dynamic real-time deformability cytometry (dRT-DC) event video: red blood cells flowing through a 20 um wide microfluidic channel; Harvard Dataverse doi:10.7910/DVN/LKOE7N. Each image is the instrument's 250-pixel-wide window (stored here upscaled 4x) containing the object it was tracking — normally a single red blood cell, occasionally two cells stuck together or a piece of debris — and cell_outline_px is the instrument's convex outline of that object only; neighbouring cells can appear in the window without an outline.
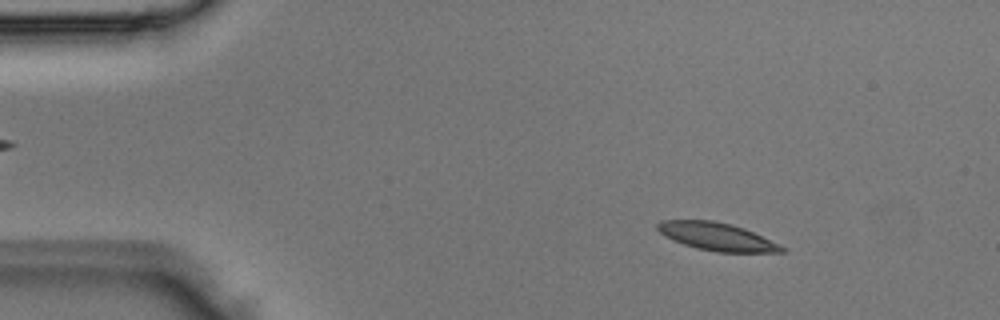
{"species": "Egyptian fruit bat (a non-hibernating species)", "species_latin": "Rousettus aegyptiacus", "temperature_condition": "room temperature", "stored_images_in_passage": 4, "camera_frame_rate_fps": 3000, "um_per_image_px": 0.085, "animal": {"sex": "male"}, "frame": {"image": 1, "passage_image": 1, "time_ms": 0.0, "image_size_px": [1000, 320], "cell_outline_px": [[784, 252], [716, 252], [696, 248], [684, 244], [664, 236], [656, 228], [656, 224], [660, 220], [712, 220], [732, 224], [744, 228], [780, 244], [784, 248]], "centroid_in_image_um": [60.91, 20.1], "position_along_channel_um": 24.1, "area_um2": 20.11}}
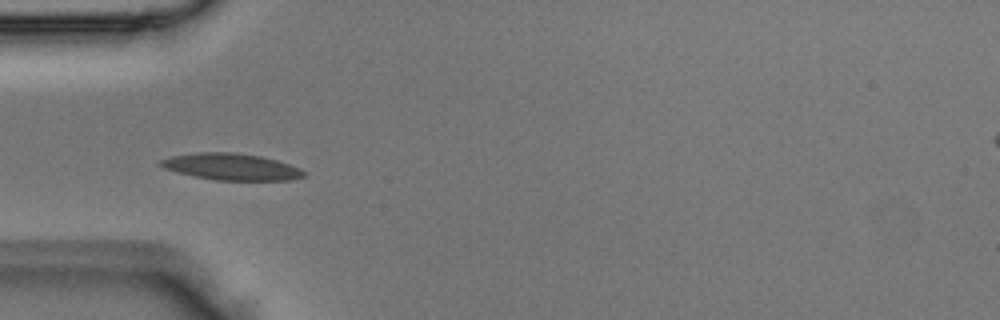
{"frame": {"image": 2, "passage_image": 3, "time_ms": 0.667, "image_size_px": [1000, 320], "cell_outline_px": [[308, 176], [292, 180], [216, 180], [196, 176], [164, 168], [156, 164], [160, 160], [172, 156], [196, 152], [236, 152], [260, 156], [276, 160], [300, 168], [308, 172]], "centroid_in_image_um": [19.72, 14.17], "position_along_channel_um": 65.3, "area_um2": 22.25}}
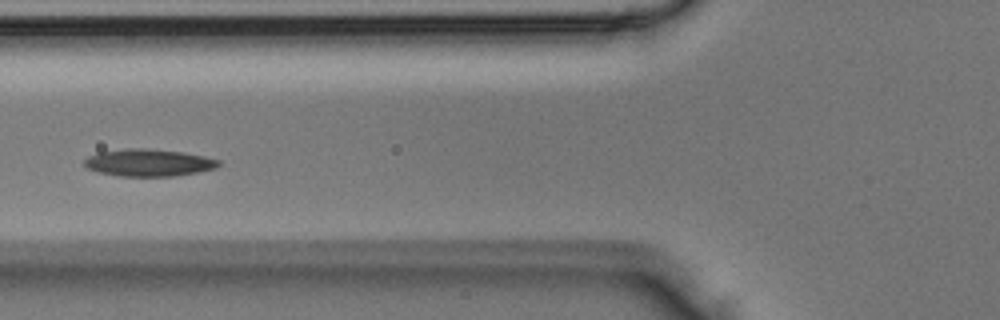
{"frame": {"image": 3, "passage_image": 4, "time_ms": 1.0, "image_size_px": [1000, 320], "cell_outline_px": [[220, 164], [216, 168], [196, 172], [172, 176], [116, 176], [96, 172], [84, 168], [84, 160], [88, 156], [96, 152], [124, 148], [144, 148], [184, 152], [204, 156], [220, 160]], "centroid_in_image_um": [12.56, 13.82], "position_along_channel_um": 113.2, "area_um2": 21.56}}